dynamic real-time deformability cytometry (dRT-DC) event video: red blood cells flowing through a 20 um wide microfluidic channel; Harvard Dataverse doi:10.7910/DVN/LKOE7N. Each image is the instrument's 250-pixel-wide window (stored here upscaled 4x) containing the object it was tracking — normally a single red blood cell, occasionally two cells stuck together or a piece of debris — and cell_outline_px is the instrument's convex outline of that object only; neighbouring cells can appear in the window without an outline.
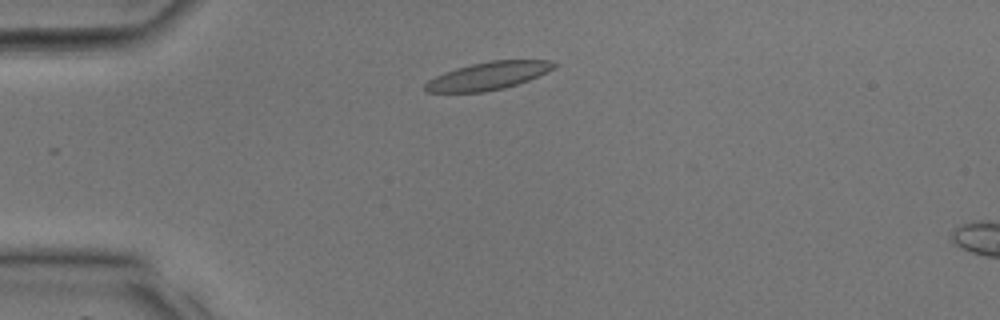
{"species": "common noctule bat (a hibernating species)", "species_latin": "Nyctalus noctula", "temperature_condition": "room temperature", "stored_images_in_passage": 5, "camera_frame_rate_fps": 3000, "um_per_image_px": 0.085, "animal": {"sex": "male", "body_mass_g": 17.9, "forearm_length_mm": 54.2}, "frame": {"image": 1, "passage_image": 2, "time_ms": 0.333, "image_size_px": [1000, 320], "cell_outline_px": [[560, 64], [528, 80], [504, 88], [484, 92], [424, 92], [424, 84], [428, 80], [444, 72], [456, 68], [472, 64], [492, 60], [548, 60]], "centroid_in_image_um": [41.44, 6.45], "position_along_channel_um": 43.6, "area_um2": 20.63}}